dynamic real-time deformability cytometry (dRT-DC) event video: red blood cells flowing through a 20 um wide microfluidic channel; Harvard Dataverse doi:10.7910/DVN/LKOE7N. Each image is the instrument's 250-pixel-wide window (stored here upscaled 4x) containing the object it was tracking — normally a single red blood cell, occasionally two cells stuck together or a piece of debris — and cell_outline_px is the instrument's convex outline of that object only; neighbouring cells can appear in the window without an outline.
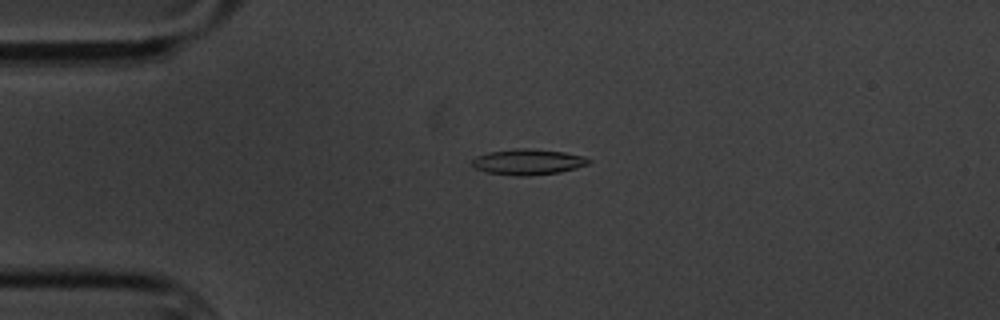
{"species": "common noctule bat (a hibernating species)", "species_latin": "Nyctalus noctula", "temperature_condition": "cold", "stored_images_in_passage": 5, "camera_frame_rate_fps": 3000, "um_per_image_px": 0.085, "animal": {"sex": "male", "body_mass_g": 20.1, "forearm_length_mm": 53.5}, "frame": {"image": 1, "passage_image": 4, "time_ms": 3.333, "image_size_px": [1000, 320], "cell_outline_px": [[592, 160], [588, 164], [576, 168], [560, 172], [528, 176], [516, 176], [488, 172], [476, 168], [472, 164], [472, 160], [476, 156], [488, 152], [516, 148], [532, 148], [564, 152], [584, 156]], "centroid_in_image_um": [44.9, 13.75], "position_along_channel_um": 40.1, "area_um2": 17.51}}